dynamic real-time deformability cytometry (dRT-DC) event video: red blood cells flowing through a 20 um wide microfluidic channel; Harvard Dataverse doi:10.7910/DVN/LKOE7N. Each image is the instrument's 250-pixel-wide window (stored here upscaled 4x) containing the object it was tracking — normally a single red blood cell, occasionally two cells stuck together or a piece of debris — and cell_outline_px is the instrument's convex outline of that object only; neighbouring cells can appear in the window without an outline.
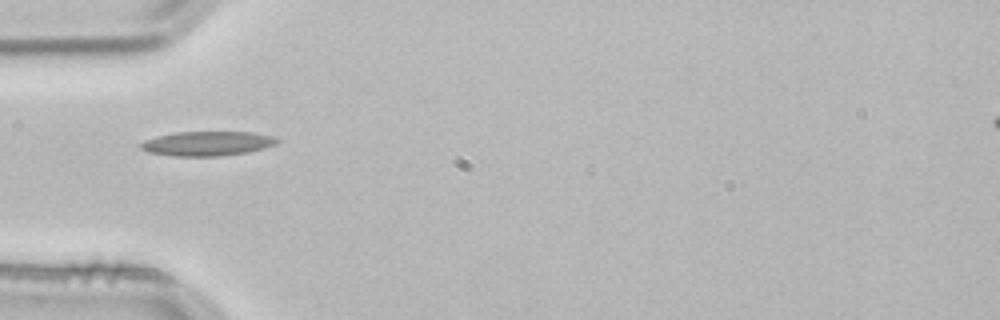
{"species": "common noctule bat (a hibernating species)", "species_latin": "Nyctalus noctula", "temperature_condition": "room temperature", "stored_images_in_passage": 2, "camera_frame_rate_fps": 3000, "um_per_image_px": 0.085, "animal": {"sex": "male", "body_mass_g": 21.5, "forearm_length_mm": 52.0}, "frame": {"image": 1, "passage_image": 2, "time_ms": 0.333, "image_size_px": [1000, 320], "cell_outline_px": [[280, 140], [276, 144], [264, 148], [248, 152], [220, 156], [172, 156], [148, 152], [140, 148], [140, 144], [144, 140], [176, 132], [252, 132], [276, 136]], "centroid_in_image_um": [17.66, 12.2], "position_along_channel_um": 67.3, "area_um2": 19.48}}